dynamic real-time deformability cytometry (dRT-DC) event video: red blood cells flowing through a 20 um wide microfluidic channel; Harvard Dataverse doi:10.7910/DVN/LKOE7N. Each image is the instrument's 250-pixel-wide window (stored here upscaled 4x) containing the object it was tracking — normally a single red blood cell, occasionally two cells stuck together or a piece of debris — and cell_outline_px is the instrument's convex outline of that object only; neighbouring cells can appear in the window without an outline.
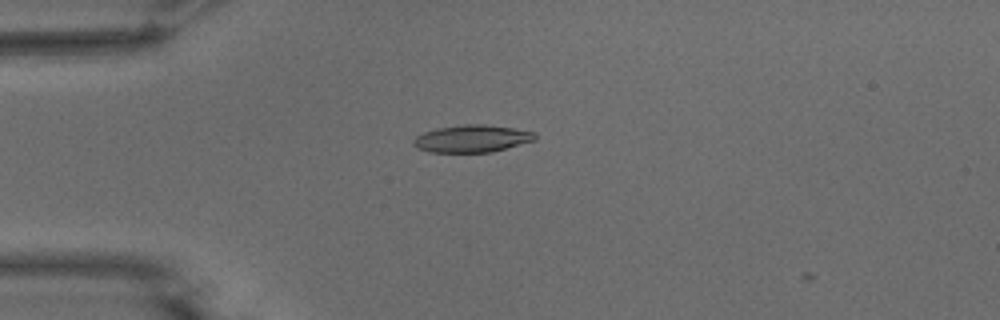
{"species": "common noctule bat (a hibernating species)", "species_latin": "Nyctalus noctula", "temperature_condition": "warm", "stored_images_in_passage": 3, "camera_frame_rate_fps": 3000, "um_per_image_px": 0.085, "animal": {"sex": "male", "body_mass_g": 15.6}, "frame": {"image": 1, "passage_image": 2, "time_ms": 0.333, "image_size_px": [1000, 320], "cell_outline_px": [[536, 140], [492, 152], [428, 152], [416, 148], [412, 144], [412, 140], [416, 136], [424, 132], [436, 128], [464, 124], [484, 124], [512, 128], [536, 132]], "centroid_in_image_um": [40.09, 11.78], "position_along_channel_um": 44.9, "area_um2": 19.48}}